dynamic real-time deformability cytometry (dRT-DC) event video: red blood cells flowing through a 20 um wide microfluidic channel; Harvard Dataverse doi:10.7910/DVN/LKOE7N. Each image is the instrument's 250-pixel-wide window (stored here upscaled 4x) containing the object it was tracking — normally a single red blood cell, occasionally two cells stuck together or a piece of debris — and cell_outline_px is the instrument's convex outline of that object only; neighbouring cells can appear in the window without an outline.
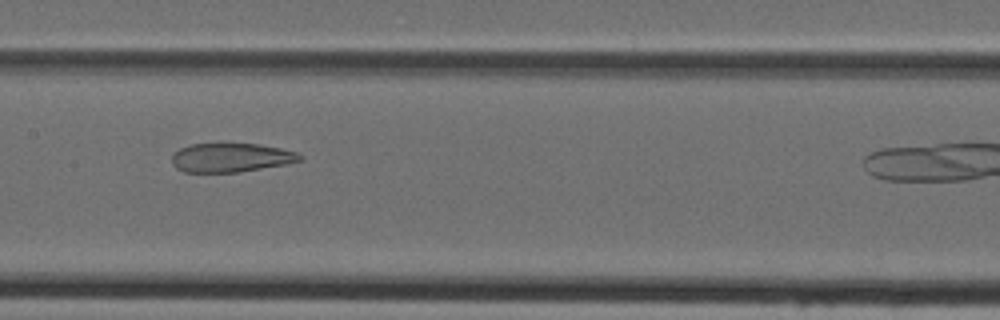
{"species": "Egyptian fruit bat (a non-hibernating species)", "species_latin": "Rousettus aegyptiacus", "temperature_condition": "cold", "stored_images_in_passage": 35, "camera_frame_rate_fps": 3000, "um_per_image_px": 0.085, "animal": {"sex": "female"}, "frame": {"image": 1, "passage_image": 19, "time_ms": 6.0, "image_size_px": [1000, 320], "cell_outline_px": [[304, 160], [284, 164], [236, 172], [184, 172], [176, 168], [172, 164], [172, 156], [180, 148], [192, 144], [260, 144], [280, 148], [296, 152], [304, 156]], "centroid_in_image_um": [19.64, 13.39], "position_along_channel_um": 187.8, "area_um2": 21.39}}
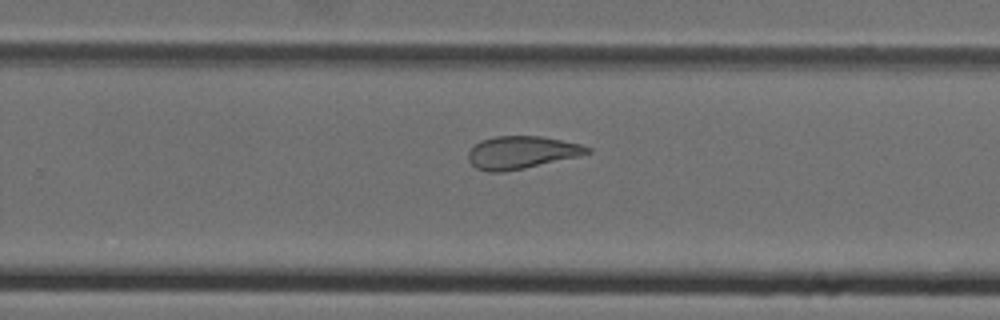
{"frame": {"image": 2, "passage_image": 26, "time_ms": 8.333, "image_size_px": [1000, 320], "cell_outline_px": [[592, 152], [580, 156], [524, 168], [504, 172], [488, 172], [476, 168], [468, 160], [468, 152], [480, 140], [496, 136], [544, 136], [580, 144], [592, 148]], "centroid_in_image_um": [44.34, 12.95], "position_along_channel_um": 285.5, "area_um2": 22.72}}
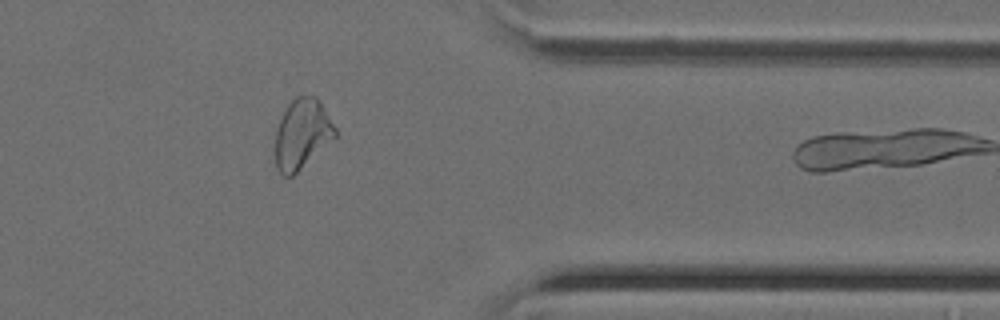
{"frame": {"image": 3, "passage_image": 34, "time_ms": 11.0, "image_size_px": [1000, 320], "cell_outline_px": [[336, 136], [292, 176], [284, 176], [276, 168], [276, 128], [288, 104], [296, 96], [316, 96], [320, 100], [336, 128]], "centroid_in_image_um": [25.67, 11.36], "position_along_channel_um": 385.7, "area_um2": 23.99}}